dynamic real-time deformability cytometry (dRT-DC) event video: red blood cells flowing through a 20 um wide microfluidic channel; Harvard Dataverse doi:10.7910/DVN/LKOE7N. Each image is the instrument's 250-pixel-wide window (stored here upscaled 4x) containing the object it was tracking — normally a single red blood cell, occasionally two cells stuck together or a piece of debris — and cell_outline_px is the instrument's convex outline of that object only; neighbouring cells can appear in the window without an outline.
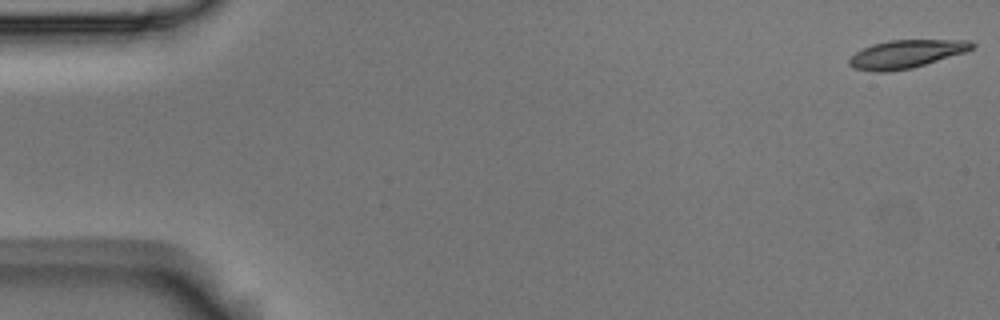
{"species": "Egyptian fruit bat (a non-hibernating species)", "species_latin": "Rousettus aegyptiacus", "temperature_condition": "room temperature", "stored_images_in_passage": 55, "camera_frame_rate_fps": 3000, "um_per_image_px": 0.085, "animal": {"sex": "male"}, "frame": {"image": 1, "passage_image": 1, "time_ms": 0.0, "image_size_px": [1000, 320], "cell_outline_px": [[976, 48], [968, 52], [912, 68], [888, 72], [872, 72], [852, 68], [848, 64], [848, 60], [856, 52], [872, 44], [888, 40], [968, 40], [976, 44]], "centroid_in_image_um": [77.06, 4.6], "position_along_channel_um": 7.9, "area_um2": 20.46}}
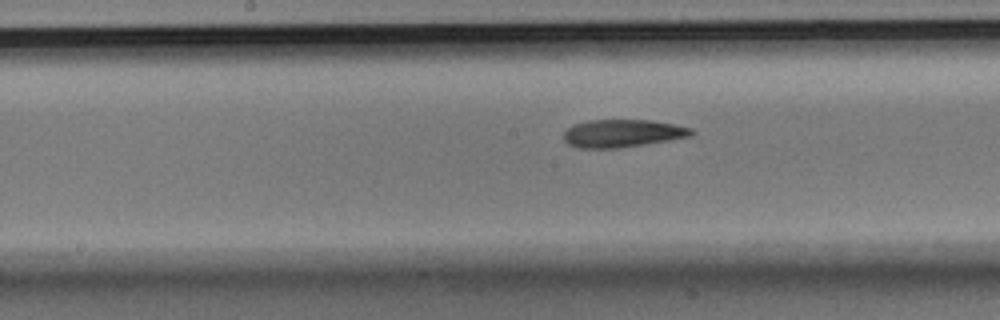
{"frame": {"image": 2, "passage_image": 28, "time_ms": 9.0, "image_size_px": [1000, 320], "cell_outline_px": [[696, 132], [692, 136], [620, 148], [580, 148], [568, 144], [564, 140], [564, 132], [572, 124], [588, 120], [652, 120], [676, 124], [692, 128]], "centroid_in_image_um": [52.93, 11.32], "position_along_channel_um": 195.3, "area_um2": 20.81}}
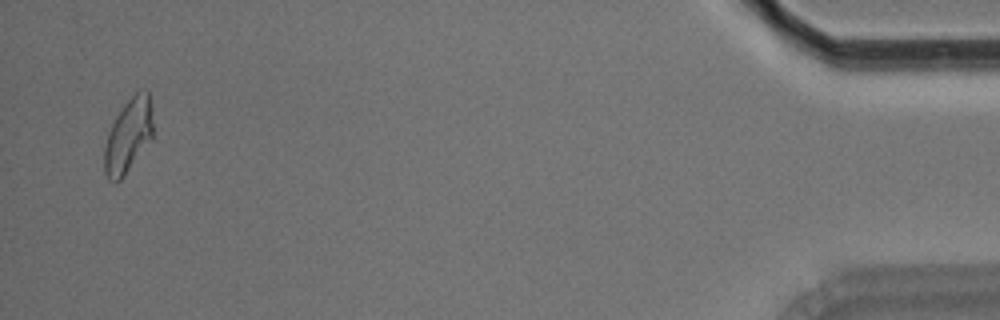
{"frame": {"image": 3, "passage_image": 54, "time_ms": 17.667, "image_size_px": [1000, 320], "cell_outline_px": [[152, 140], [124, 176], [120, 180], [108, 180], [104, 172], [104, 148], [108, 132], [116, 116], [124, 104], [140, 88], [148, 88], [152, 108]], "centroid_in_image_um": [10.93, 11.5], "position_along_channel_um": 424.3, "area_um2": 21.21}, "authors_computed_cell_mechanics": {"area_um2": 20.7502, "velocity_mm_per_s": 3.6123, "shape_relaxation_time_tau1_ms": 10.0874, "shape_relaxation_time_tau2_ms": 5.8982, "deformation_change_tau1": 0.2448, "deformation_change_tau2": 0.1565}}